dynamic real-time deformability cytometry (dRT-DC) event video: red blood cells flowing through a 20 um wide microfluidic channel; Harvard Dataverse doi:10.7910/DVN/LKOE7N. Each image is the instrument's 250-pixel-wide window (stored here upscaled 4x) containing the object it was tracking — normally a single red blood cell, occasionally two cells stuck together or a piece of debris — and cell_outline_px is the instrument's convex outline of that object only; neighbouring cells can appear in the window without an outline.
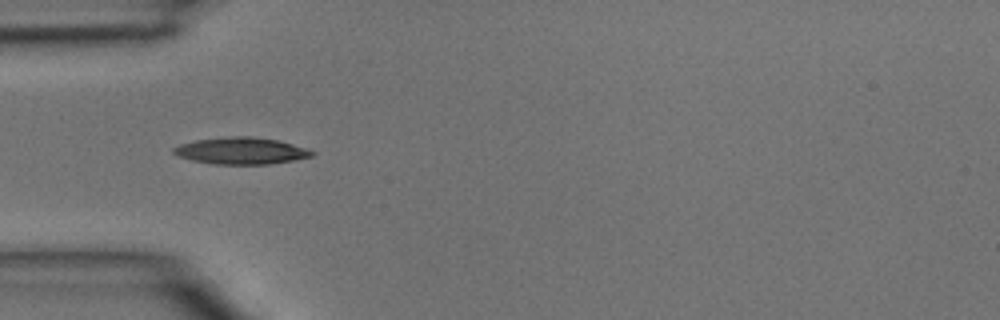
{"species": "common noctule bat (a hibernating species)", "species_latin": "Nyctalus noctula", "temperature_condition": "room temperature", "stored_images_in_passage": 12, "camera_frame_rate_fps": 3000, "um_per_image_px": 0.085, "animal": {"sex": "male", "body_mass_g": 15.6}, "frame": {"image": 1, "passage_image": 1, "time_ms": 0.0, "image_size_px": [1000, 320], "cell_outline_px": [[316, 152], [312, 156], [292, 160], [268, 164], [212, 164], [192, 160], [180, 156], [172, 152], [172, 148], [180, 144], [196, 140], [228, 136], [252, 136], [276, 140], [292, 144]], "centroid_in_image_um": [20.46, 12.81], "position_along_channel_um": 64.5, "area_um2": 21.39}}